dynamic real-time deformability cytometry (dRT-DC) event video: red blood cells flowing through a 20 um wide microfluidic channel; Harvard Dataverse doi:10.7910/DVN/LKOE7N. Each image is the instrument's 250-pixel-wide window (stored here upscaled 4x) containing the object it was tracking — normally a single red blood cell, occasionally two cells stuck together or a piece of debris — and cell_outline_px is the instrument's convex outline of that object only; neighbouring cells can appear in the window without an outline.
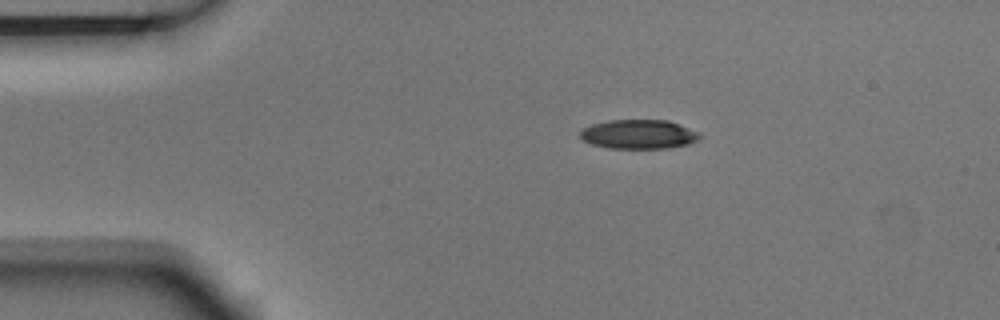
{"species": "Egyptian fruit bat (a non-hibernating species)", "species_latin": "Rousettus aegyptiacus", "temperature_condition": "room temperature", "stored_images_in_passage": 4, "camera_frame_rate_fps": 3000, "um_per_image_px": 0.085, "animal": {"sex": "male"}, "frame": {"image": 1, "passage_image": 2, "time_ms": 0.333, "image_size_px": [1000, 320], "cell_outline_px": [[700, 136], [696, 140], [688, 144], [668, 148], [612, 148], [592, 144], [584, 140], [580, 136], [580, 132], [584, 128], [592, 124], [608, 120], [668, 120], [680, 124], [700, 132]], "centroid_in_image_um": [54.31, 11.4], "position_along_channel_um": 30.7, "area_um2": 20.23}}
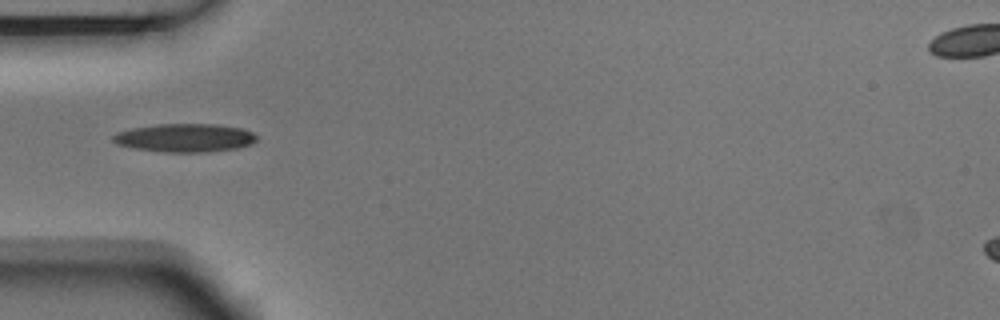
{"frame": {"image": 2, "passage_image": 4, "time_ms": 1.0, "image_size_px": [1000, 320], "cell_outline_px": [[256, 140], [252, 144], [236, 148], [204, 152], [164, 152], [136, 148], [116, 144], [112, 140], [112, 136], [116, 132], [132, 128], [160, 124], [216, 124], [244, 128], [252, 132], [256, 136]], "centroid_in_image_um": [15.72, 11.71], "position_along_channel_um": 69.3, "area_um2": 23.7}}